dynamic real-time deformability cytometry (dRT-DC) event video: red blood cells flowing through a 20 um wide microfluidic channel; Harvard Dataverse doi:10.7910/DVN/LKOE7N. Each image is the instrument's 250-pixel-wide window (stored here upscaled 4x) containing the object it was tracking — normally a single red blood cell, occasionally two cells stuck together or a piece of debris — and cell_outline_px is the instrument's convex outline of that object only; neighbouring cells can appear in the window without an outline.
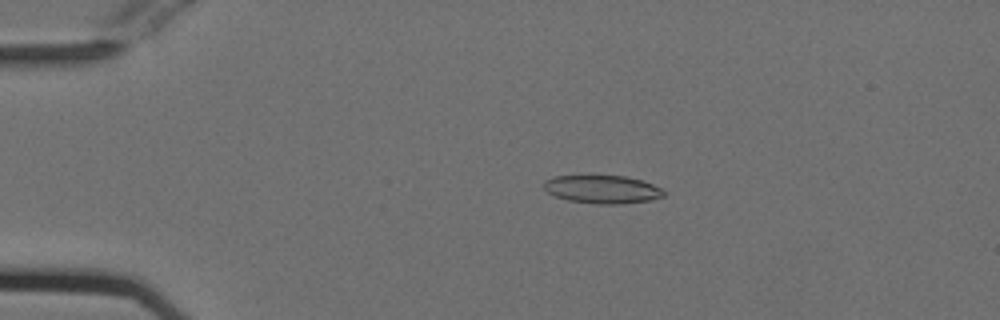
{"species": "Egyptian fruit bat (a non-hibernating species)", "species_latin": "Rousettus aegyptiacus", "temperature_condition": "cold", "stored_images_in_passage": 53, "camera_frame_rate_fps": 3000, "um_per_image_px": 0.085, "animal": {"sex": "female"}, "frame": {"image": 1, "passage_image": 11, "time_ms": 3.333, "image_size_px": [1000, 320], "cell_outline_px": [[664, 196], [652, 200], [620, 204], [596, 204], [568, 200], [556, 196], [548, 192], [544, 188], [544, 180], [556, 176], [624, 176], [640, 180], [652, 184], [660, 188], [664, 192]], "centroid_in_image_um": [51.2, 16.1], "position_along_channel_um": 33.8, "area_um2": 19.48}}
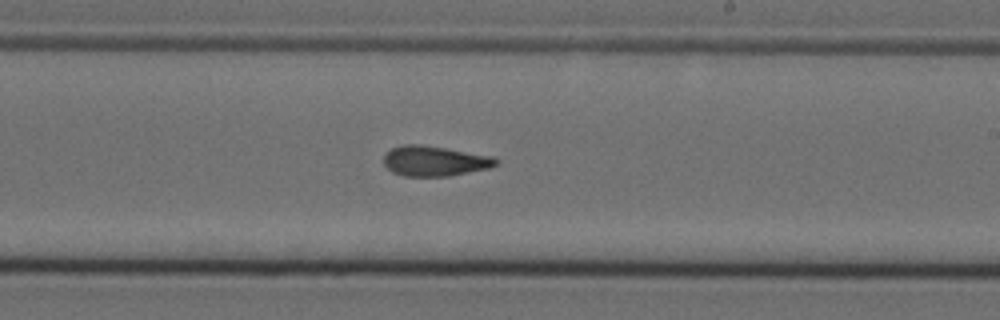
{"frame": {"image": 2, "passage_image": 32, "time_ms": 10.333, "image_size_px": [1000, 320], "cell_outline_px": [[500, 164], [488, 168], [448, 176], [404, 176], [392, 172], [384, 164], [384, 152], [392, 148], [404, 144], [420, 144], [496, 156], [500, 160]], "centroid_in_image_um": [36.97, 13.67], "position_along_channel_um": 252.0, "area_um2": 19.94}}
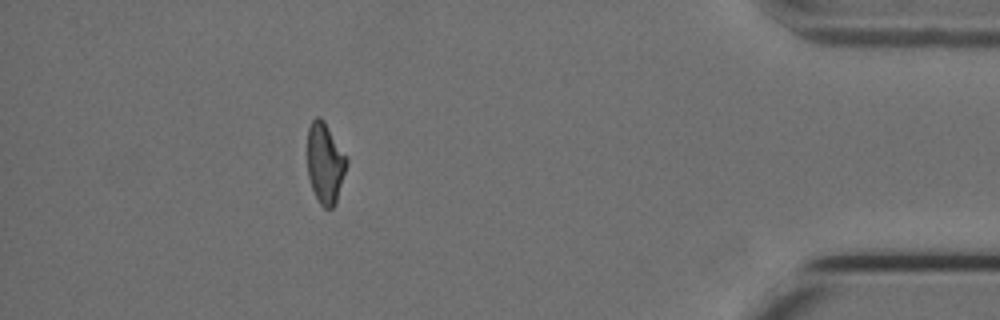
{"frame": {"image": 3, "passage_image": 48, "time_ms": 15.667, "image_size_px": [1000, 320], "cell_outline_px": [[348, 164], [336, 204], [332, 208], [324, 208], [320, 204], [312, 188], [308, 176], [308, 128], [312, 120], [316, 116], [320, 116], [324, 120], [348, 160]], "centroid_in_image_um": [27.64, 13.88], "position_along_channel_um": 407.6, "area_um2": 18.44}, "authors_computed_cell_mechanics": {"area_um2": 19.4208, "velocity_mm_per_s": 3.7991, "shape_relaxation_time_tau1_ms": 9.2977, "shape_relaxation_time_tau2_ms": 3.5434, "deformation_change_tau1": 0.211, "deformation_change_tau2": 0.1298}}